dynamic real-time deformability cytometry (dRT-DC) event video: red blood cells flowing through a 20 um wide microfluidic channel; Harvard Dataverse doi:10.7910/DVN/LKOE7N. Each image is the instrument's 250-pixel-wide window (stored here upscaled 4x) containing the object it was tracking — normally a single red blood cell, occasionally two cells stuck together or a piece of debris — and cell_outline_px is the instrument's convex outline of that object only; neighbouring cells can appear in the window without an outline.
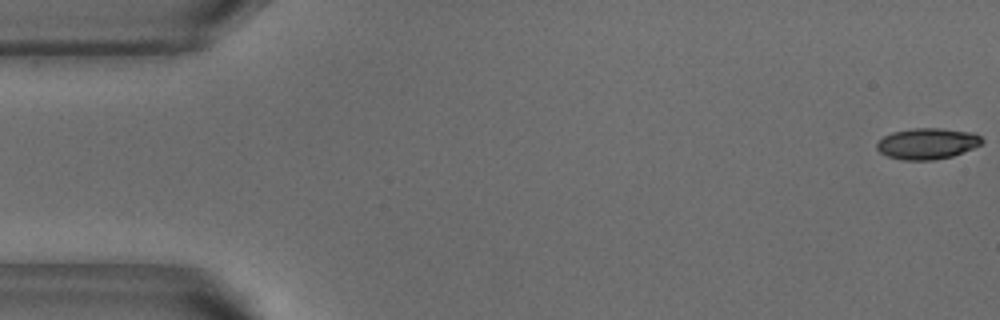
{"species": "common noctule bat (a hibernating species)", "species_latin": "Nyctalus noctula", "temperature_condition": "warm", "stored_images_in_passage": 52, "camera_frame_rate_fps": 3000, "um_per_image_px": 0.085, "animal": {"sex": "male", "body_mass_g": 18.8}, "frame": {"image": 1, "passage_image": 1, "time_ms": 0.0, "image_size_px": [1000, 320], "cell_outline_px": [[984, 140], [980, 144], [972, 148], [952, 156], [932, 160], [904, 160], [888, 156], [880, 152], [876, 148], [876, 144], [884, 136], [892, 132], [912, 128], [940, 128], [972, 132], [980, 136]], "centroid_in_image_um": [78.8, 12.2], "position_along_channel_um": 6.2, "area_um2": 18.9}}
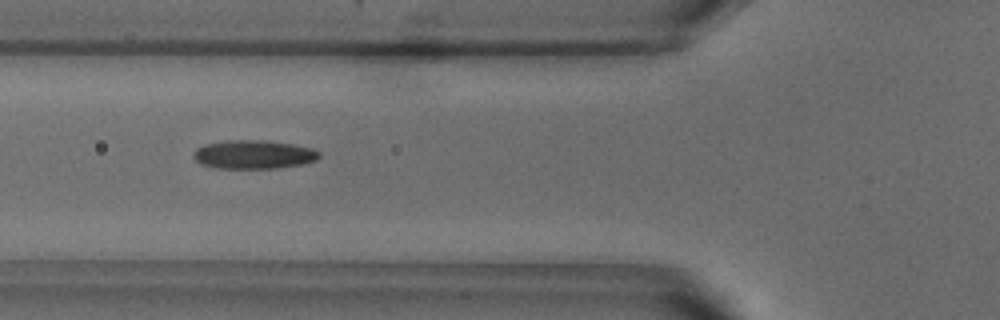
{"frame": {"image": 2, "passage_image": 19, "time_ms": 6.0, "image_size_px": [1000, 320], "cell_outline_px": [[320, 156], [316, 160], [304, 164], [276, 168], [216, 168], [200, 164], [192, 156], [192, 152], [196, 148], [204, 144], [228, 140], [264, 140], [292, 144], [312, 148], [320, 152]], "centroid_in_image_um": [21.54, 13.13], "position_along_channel_um": 104.3, "area_um2": 21.15}}
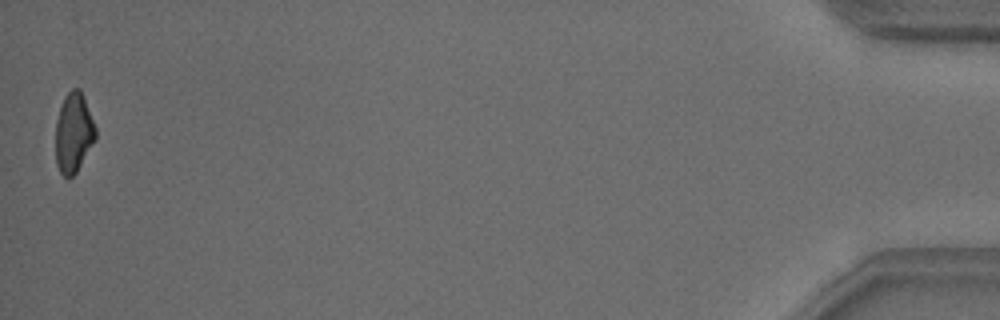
{"frame": {"image": 3, "passage_image": 52, "time_ms": 17.0, "image_size_px": [1000, 320], "cell_outline_px": [[96, 140], [76, 172], [68, 180], [60, 172], [56, 164], [56, 120], [64, 96], [72, 88], [80, 88], [96, 128]], "centroid_in_image_um": [6.26, 11.3], "position_along_channel_um": 428.9, "area_um2": 18.61}, "authors_computed_cell_mechanics": {"area_um2": 19.7965, "velocity_mm_per_s": 3.8434, "shape_relaxation_time_tau1_ms": 3.9459, "shape_relaxation_time_tau2_ms": 4.7685, "deformation_change_tau1": 0.157, "deformation_change_tau2": 0.1358}}